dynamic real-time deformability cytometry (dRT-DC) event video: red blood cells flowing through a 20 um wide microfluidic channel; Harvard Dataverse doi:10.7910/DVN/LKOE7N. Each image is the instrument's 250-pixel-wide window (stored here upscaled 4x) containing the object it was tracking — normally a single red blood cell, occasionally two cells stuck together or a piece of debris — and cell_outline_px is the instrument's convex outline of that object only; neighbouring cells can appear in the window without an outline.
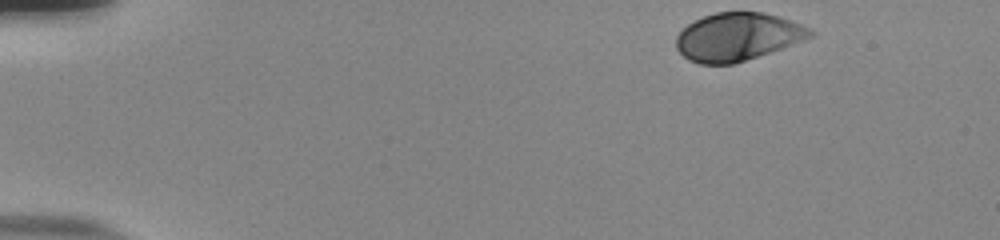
{"species": "human", "species_latin": "Homo sapiens", "temperature_condition": "room temperature", "stored_images_in_passage": 39, "camera_frame_rate_fps": 3000, "um_per_image_px": 0.085, "donor": {"sex": "male"}, "frame": {"image": 1, "passage_image": 1, "time_ms": 0.0, "image_size_px": [1000, 240], "cell_outline_px": [[816, 32], [812, 36], [780, 48], [732, 64], [700, 64], [688, 60], [676, 48], [676, 36], [688, 24], [704, 16], [716, 12], [764, 12], [812, 28]], "centroid_in_image_um": [62.66, 3.12], "position_along_channel_um": 22.3, "area_um2": 36.88}}
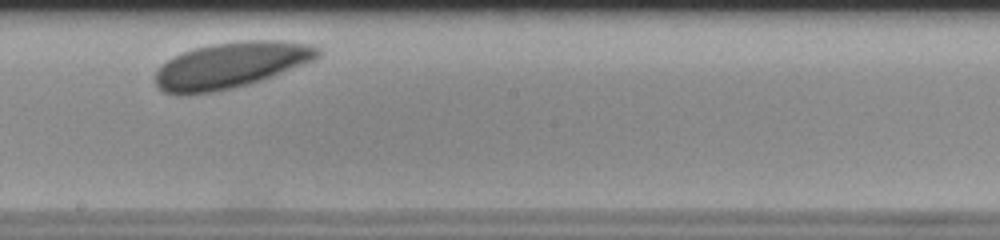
{"frame": {"image": 2, "passage_image": 26, "time_ms": 8.333, "image_size_px": [1000, 240], "cell_outline_px": [[324, 52], [320, 56], [304, 64], [272, 76], [248, 84], [232, 88], [212, 92], [180, 96], [176, 96], [164, 92], [156, 84], [156, 72], [160, 64], [184, 52], [196, 48], [212, 44], [244, 40], [280, 40], [308, 44], [320, 48]], "centroid_in_image_um": [19.62, 5.55], "position_along_channel_um": 228.6, "area_um2": 43.52}}
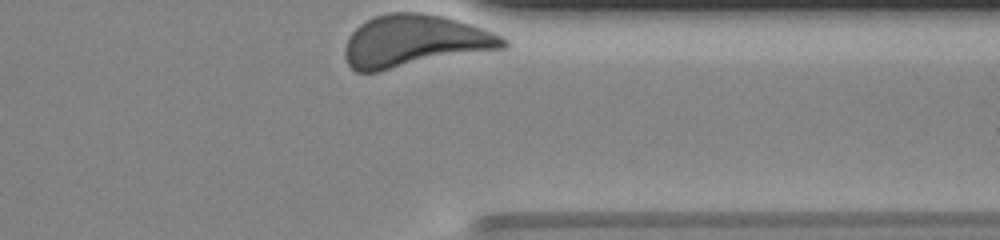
{"frame": {"image": 3, "passage_image": 39, "time_ms": 12.667, "image_size_px": [1000, 240], "cell_outline_px": [[508, 44], [504, 48], [376, 72], [356, 72], [348, 64], [344, 56], [344, 48], [348, 36], [360, 24], [376, 16], [388, 12], [420, 12], [444, 16], [472, 24], [492, 32], [508, 40]], "centroid_in_image_um": [35.22, 3.49], "position_along_channel_um": 376.2, "area_um2": 48.09}, "authors_computed_cell_mechanics": {"area_um2": 40.4022, "velocity_mm_per_s": 3.4667, "shape_relaxation_time_tau1_ms": 0.5686, "shape_relaxation_time_tau2_ms": null, "deformation_change_tau1": 0.0417, "deformation_change_tau2": null}}